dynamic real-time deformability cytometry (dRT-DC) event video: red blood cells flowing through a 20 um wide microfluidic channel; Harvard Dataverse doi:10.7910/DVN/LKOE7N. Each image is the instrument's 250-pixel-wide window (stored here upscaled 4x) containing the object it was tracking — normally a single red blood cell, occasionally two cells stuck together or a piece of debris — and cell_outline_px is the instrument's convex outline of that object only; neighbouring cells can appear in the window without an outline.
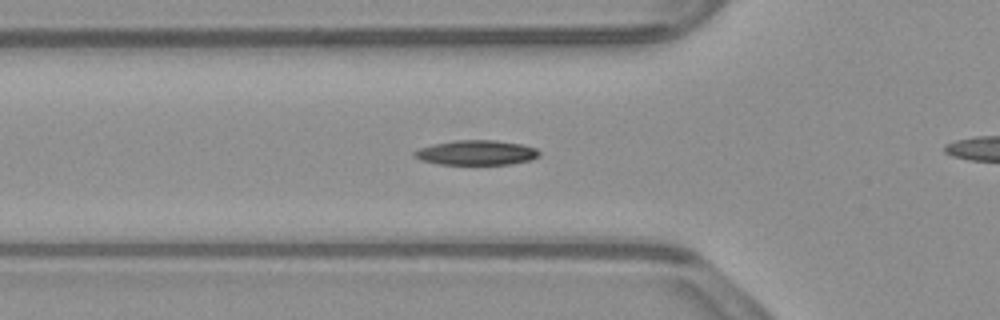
{"species": "common noctule bat (a hibernating species)", "species_latin": "Nyctalus noctula", "temperature_condition": "warm", "stored_images_in_passage": 27, "camera_frame_rate_fps": 3000, "um_per_image_px": 0.085, "animal": {"sex": "male", "body_mass_g": 23.1, "forearm_length_mm": 52.7}, "frame": {"image": 1, "passage_image": 2, "time_ms": 0.333, "image_size_px": [1000, 320], "cell_outline_px": [[540, 156], [532, 160], [512, 164], [440, 164], [420, 160], [412, 156], [412, 152], [420, 148], [432, 144], [456, 140], [496, 140], [520, 144], [536, 148], [540, 152]], "centroid_in_image_um": [40.49, 12.98], "position_along_channel_um": 85.3, "area_um2": 18.15}}
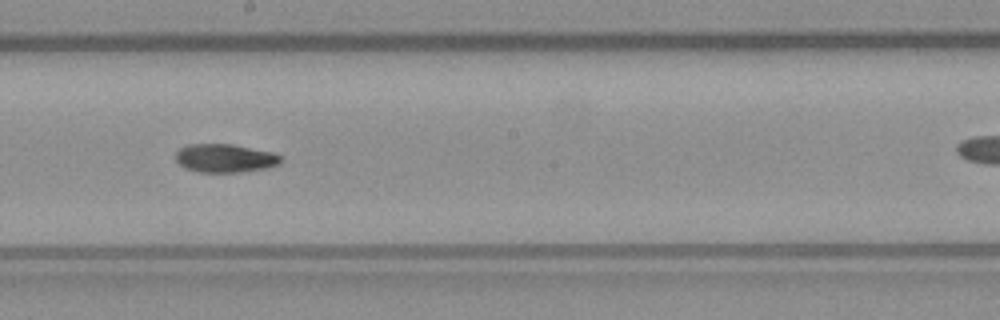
{"frame": {"image": 2, "passage_image": 13, "time_ms": 4.0, "image_size_px": [1000, 320], "cell_outline_px": [[284, 160], [280, 164], [264, 168], [240, 172], [196, 172], [184, 168], [176, 160], [176, 152], [180, 148], [188, 144], [232, 144], [272, 152], [280, 156]], "centroid_in_image_um": [19.11, 13.45], "position_along_channel_um": 229.1, "area_um2": 17.46}}
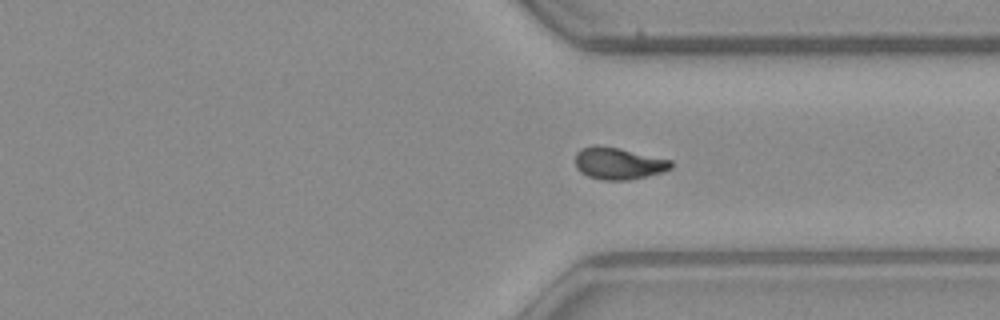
{"frame": {"image": 3, "passage_image": 23, "time_ms": 7.333, "image_size_px": [1000, 320], "cell_outline_px": [[672, 168], [664, 172], [648, 176], [628, 180], [600, 180], [588, 176], [580, 172], [576, 168], [576, 152], [580, 148], [592, 144], [596, 144], [620, 148], [672, 160]], "centroid_in_image_um": [52.55, 13.88], "position_along_channel_um": 358.8, "area_um2": 18.15}}